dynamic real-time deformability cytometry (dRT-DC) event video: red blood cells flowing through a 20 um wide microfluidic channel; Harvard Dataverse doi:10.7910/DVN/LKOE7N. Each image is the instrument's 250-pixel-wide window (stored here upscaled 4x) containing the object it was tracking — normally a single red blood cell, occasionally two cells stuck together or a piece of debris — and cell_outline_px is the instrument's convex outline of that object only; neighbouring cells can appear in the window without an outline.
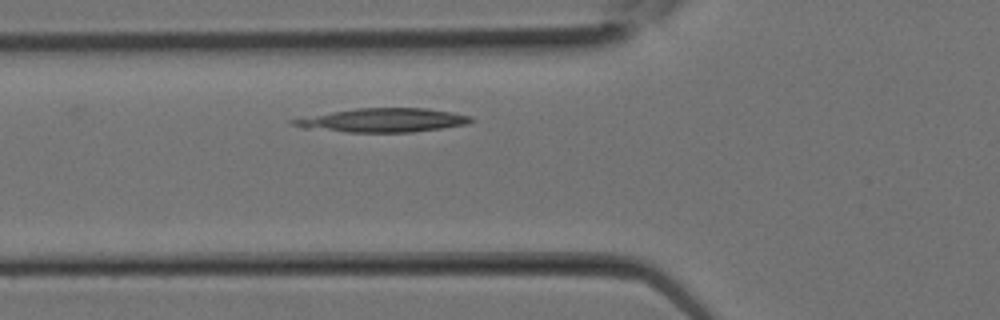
{"species": "Egyptian fruit bat (a non-hibernating species)", "species_latin": "Rousettus aegyptiacus", "temperature_condition": "room temperature", "stored_images_in_passage": 2, "camera_frame_rate_fps": 3000, "um_per_image_px": 0.085, "animal": {"sex": "female"}, "frame": {"image": 1, "passage_image": 2, "time_ms": 0.333, "image_size_px": [1000, 320], "cell_outline_px": [[476, 120], [468, 124], [412, 132], [348, 132], [304, 128], [292, 124], [288, 120], [332, 112], [356, 108], [428, 108], [452, 112], [472, 116]], "centroid_in_image_um": [32.6, 10.21], "position_along_channel_um": 93.2, "area_um2": 24.57}}